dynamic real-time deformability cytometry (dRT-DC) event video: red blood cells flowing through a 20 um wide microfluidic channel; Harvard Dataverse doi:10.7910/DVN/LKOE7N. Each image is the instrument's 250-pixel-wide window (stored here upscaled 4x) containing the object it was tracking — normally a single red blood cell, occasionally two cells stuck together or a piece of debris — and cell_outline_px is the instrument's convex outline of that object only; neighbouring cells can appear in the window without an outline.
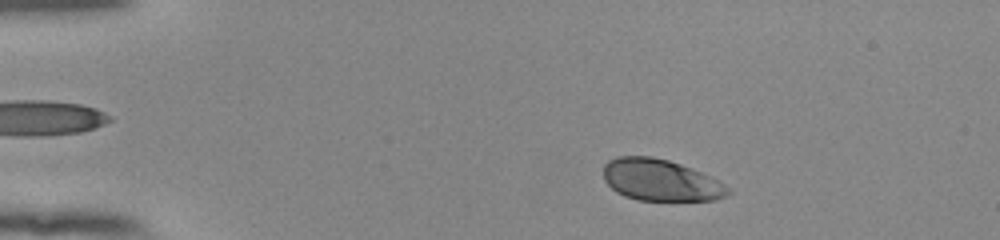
{"species": "human", "species_latin": "Homo sapiens", "temperature_condition": "room temperature", "stored_images_in_passage": 50, "camera_frame_rate_fps": 3000, "um_per_image_px": 0.085, "donor": {"sex": "female"}, "frame": {"image": 1, "passage_image": 6, "time_ms": 1.667, "image_size_px": [1000, 240], "cell_outline_px": [[732, 192], [716, 200], [640, 200], [624, 196], [616, 192], [604, 180], [604, 164], [608, 160], [616, 156], [652, 156], [668, 160], [692, 168], [724, 184]], "centroid_in_image_um": [56.11, 15.3], "position_along_channel_um": 28.9, "area_um2": 30.06}}
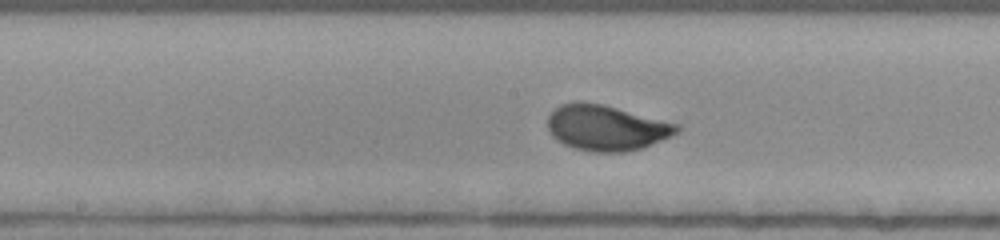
{"frame": {"image": 2, "passage_image": 25, "time_ms": 8.0, "image_size_px": [1000, 240], "cell_outline_px": [[680, 128], [676, 132], [660, 140], [640, 148], [624, 152], [596, 152], [576, 148], [564, 144], [556, 140], [552, 136], [548, 128], [548, 116], [560, 104], [576, 100], [580, 100], [604, 104], [680, 124]], "centroid_in_image_um": [51.5, 10.83], "position_along_channel_um": 196.7, "area_um2": 34.22}}
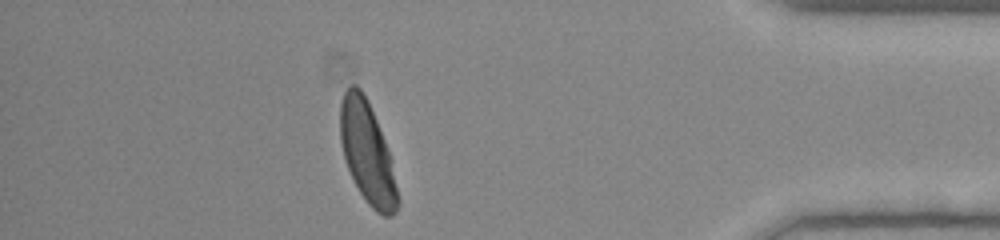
{"frame": {"image": 3, "passage_image": 44, "time_ms": 14.333, "image_size_px": [1000, 240], "cell_outline_px": [[400, 204], [396, 212], [392, 216], [384, 216], [376, 212], [368, 204], [360, 192], [348, 168], [344, 156], [340, 140], [340, 104], [344, 92], [352, 84], [356, 84], [360, 88], [368, 100], [384, 140], [388, 152], [400, 200]], "centroid_in_image_um": [31.21, 13.0], "position_along_channel_um": 404.0, "area_um2": 33.47}, "authors_computed_cell_mechanics": {"area_um2": 33.0038, "velocity_mm_per_s": 3.8567, "shape_relaxation_time_tau1_ms": 2.1165, "shape_relaxation_time_tau2_ms": null, "deformation_change_tau1": 0.1363, "deformation_change_tau2": null}}